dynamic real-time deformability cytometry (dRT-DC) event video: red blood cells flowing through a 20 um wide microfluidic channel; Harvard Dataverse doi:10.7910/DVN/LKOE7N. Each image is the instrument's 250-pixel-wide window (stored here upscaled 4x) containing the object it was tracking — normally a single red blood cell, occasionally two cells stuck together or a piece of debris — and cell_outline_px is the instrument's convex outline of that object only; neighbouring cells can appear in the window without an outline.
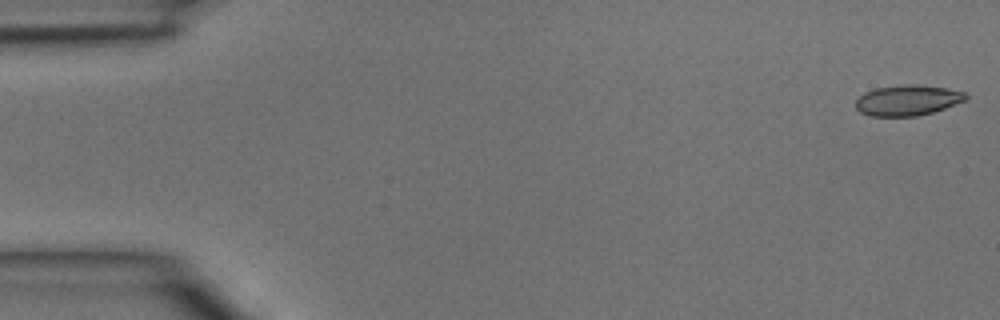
{"species": "common noctule bat (a hibernating species)", "species_latin": "Nyctalus noctula", "temperature_condition": "room temperature", "stored_images_in_passage": 4, "camera_frame_rate_fps": 3000, "um_per_image_px": 0.085, "animal": {"sex": "male", "body_mass_g": 15.6}, "frame": {"image": 1, "passage_image": 1, "time_ms": 0.0, "image_size_px": [1000, 320], "cell_outline_px": [[968, 96], [964, 100], [944, 108], [932, 112], [916, 116], [872, 116], [860, 112], [856, 108], [856, 100], [864, 92], [876, 88], [904, 84], [908, 84], [944, 88], [964, 92]], "centroid_in_image_um": [77.09, 8.53], "position_along_channel_um": 7.9, "area_um2": 19.25}}
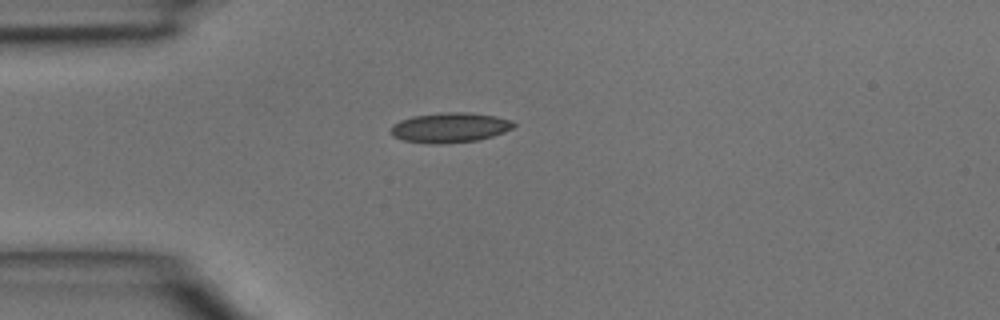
{"frame": {"image": 2, "passage_image": 4, "time_ms": 1.0, "image_size_px": [1000, 320], "cell_outline_px": [[516, 124], [512, 128], [504, 132], [492, 136], [476, 140], [448, 144], [428, 144], [404, 140], [392, 136], [392, 124], [400, 120], [412, 116], [444, 112], [468, 112], [496, 116], [512, 120]], "centroid_in_image_um": [38.24, 10.84], "position_along_channel_um": 46.8, "area_um2": 21.56}}